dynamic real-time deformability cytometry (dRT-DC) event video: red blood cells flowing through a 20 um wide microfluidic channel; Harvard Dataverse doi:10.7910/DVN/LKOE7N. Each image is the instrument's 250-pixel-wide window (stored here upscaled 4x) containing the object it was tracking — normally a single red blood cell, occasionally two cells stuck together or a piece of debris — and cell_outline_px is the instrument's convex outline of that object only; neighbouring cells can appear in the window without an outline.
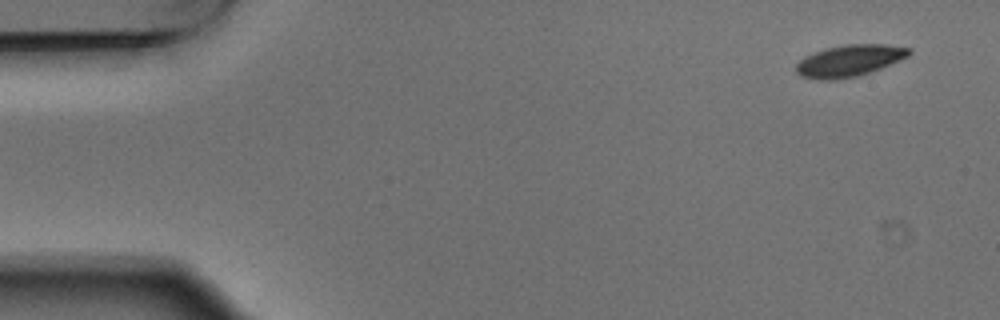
{"species": "Egyptian fruit bat (a non-hibernating species)", "species_latin": "Rousettus aegyptiacus", "temperature_condition": "warm", "stored_images_in_passage": 4, "camera_frame_rate_fps": 3000, "um_per_image_px": 0.085, "animal": {"sex": "male"}, "frame": {"image": 1, "passage_image": 1, "time_ms": 0.0, "image_size_px": [1000, 320], "cell_outline_px": [[912, 52], [908, 56], [900, 60], [880, 68], [856, 76], [836, 80], [816, 80], [800, 76], [796, 72], [796, 64], [804, 56], [824, 48], [844, 44], [888, 44], [912, 48]], "centroid_in_image_um": [72.17, 5.15], "position_along_channel_um": 12.8, "area_um2": 21.04}}
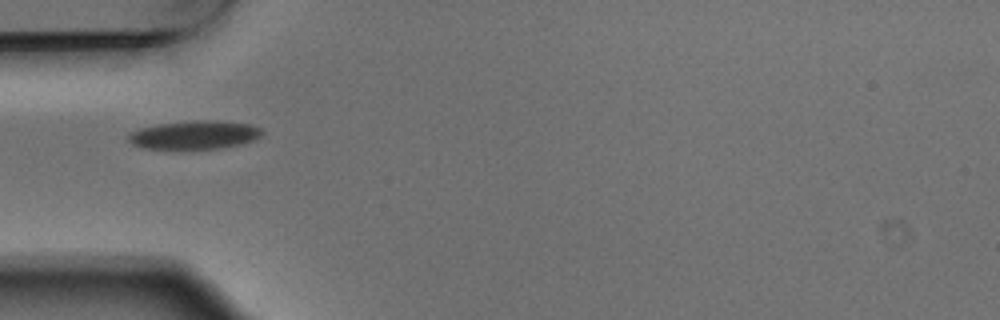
{"frame": {"image": 2, "passage_image": 3, "time_ms": 0.667, "image_size_px": [1000, 320], "cell_outline_px": [[264, 132], [260, 136], [252, 140], [240, 144], [220, 148], [144, 148], [132, 144], [128, 140], [128, 136], [132, 132], [140, 128], [156, 124], [192, 120], [220, 120], [248, 124], [260, 128]], "centroid_in_image_um": [16.53, 11.44], "position_along_channel_um": 68.5, "area_um2": 21.96}}
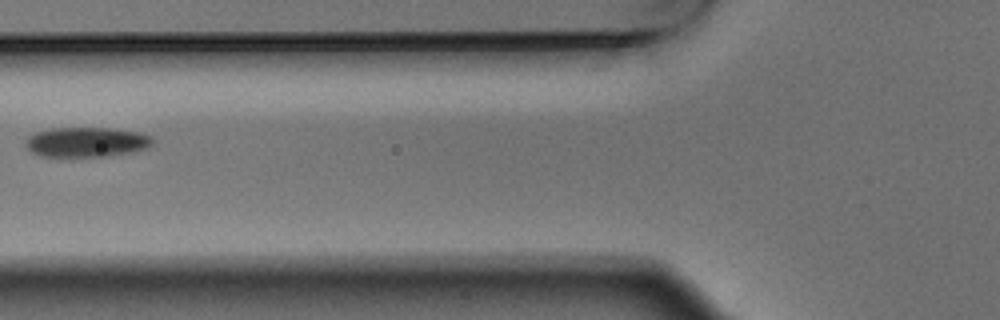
{"frame": {"image": 3, "passage_image": 4, "time_ms": 1.0, "image_size_px": [1000, 320], "cell_outline_px": [[152, 144], [148, 148], [132, 152], [112, 156], [72, 160], [40, 156], [32, 152], [24, 144], [28, 136], [36, 132], [52, 128], [108, 128], [140, 132], [152, 136]], "centroid_in_image_um": [7.32, 12.13], "position_along_channel_um": 118.5, "area_um2": 23.18}}